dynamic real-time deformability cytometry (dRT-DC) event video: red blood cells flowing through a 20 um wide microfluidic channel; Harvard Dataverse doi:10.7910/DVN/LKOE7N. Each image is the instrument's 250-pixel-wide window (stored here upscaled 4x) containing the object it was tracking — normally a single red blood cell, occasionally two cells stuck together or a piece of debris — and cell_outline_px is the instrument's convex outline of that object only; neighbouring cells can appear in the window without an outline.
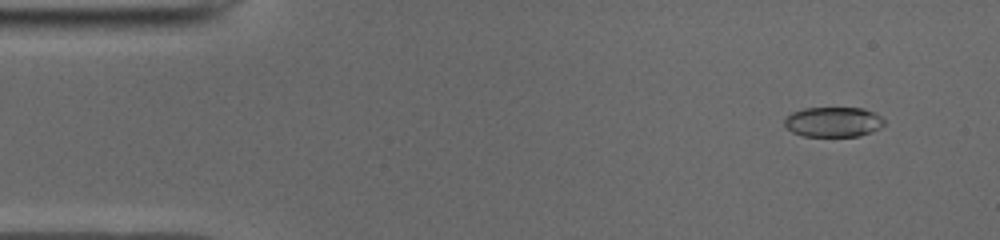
{"species": "common noctule bat (a hibernating species)", "species_latin": "Nyctalus noctula", "temperature_condition": "cold", "stored_images_in_passage": 50, "camera_frame_rate_fps": 3000, "um_per_image_px": 0.085, "animal": {"sex": "male", "body_mass_g": 19.0, "forearm_length_mm": 50.8}, "frame": {"image": 1, "passage_image": 4, "time_ms": 1.0, "image_size_px": [1000, 240], "cell_outline_px": [[884, 124], [880, 128], [872, 132], [860, 136], [804, 136], [792, 132], [784, 124], [784, 120], [792, 112], [804, 108], [864, 108], [880, 116], [884, 120]], "centroid_in_image_um": [70.84, 10.37], "position_along_channel_um": 14.2, "area_um2": 17.4}}
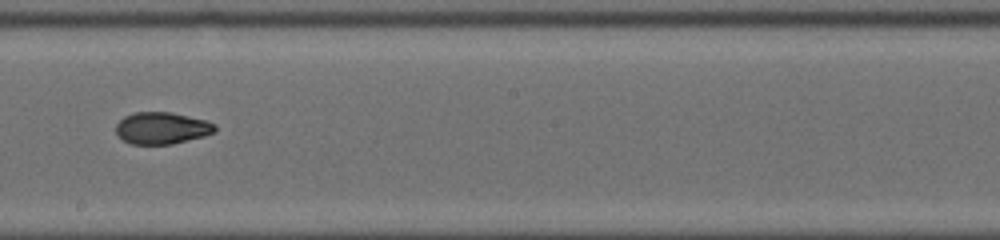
{"frame": {"image": 2, "passage_image": 28, "time_ms": 9.0, "image_size_px": [1000, 240], "cell_outline_px": [[216, 132], [204, 136], [172, 144], [132, 144], [124, 140], [116, 132], [116, 124], [124, 116], [136, 112], [172, 112], [204, 120], [216, 124]], "centroid_in_image_um": [13.77, 10.88], "position_along_channel_um": 234.4, "area_um2": 18.32}}
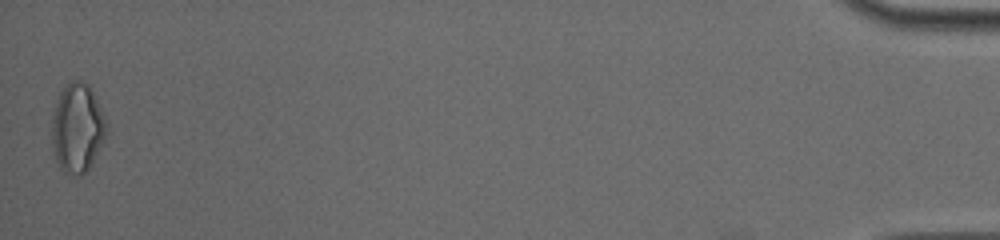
{"frame": {"image": 3, "passage_image": 50, "time_ms": 16.333, "image_size_px": [1000, 240], "cell_outline_px": [[108, 124], [104, 140], [92, 164], [80, 176], [64, 172], [60, 168], [56, 160], [52, 144], [52, 120], [56, 104], [60, 92], [72, 80], [80, 80], [88, 84]], "centroid_in_image_um": [6.58, 10.9], "position_along_channel_um": 428.6, "area_um2": 27.98}, "authors_computed_cell_mechanics": {"area_um2": 18.9295, "velocity_mm_per_s": 3.9746, "shape_relaxation_time_tau1_ms": 5.1595, "shape_relaxation_time_tau2_ms": 1.8368, "deformation_change_tau1": 0.1589, "deformation_change_tau2": 0.0602}}